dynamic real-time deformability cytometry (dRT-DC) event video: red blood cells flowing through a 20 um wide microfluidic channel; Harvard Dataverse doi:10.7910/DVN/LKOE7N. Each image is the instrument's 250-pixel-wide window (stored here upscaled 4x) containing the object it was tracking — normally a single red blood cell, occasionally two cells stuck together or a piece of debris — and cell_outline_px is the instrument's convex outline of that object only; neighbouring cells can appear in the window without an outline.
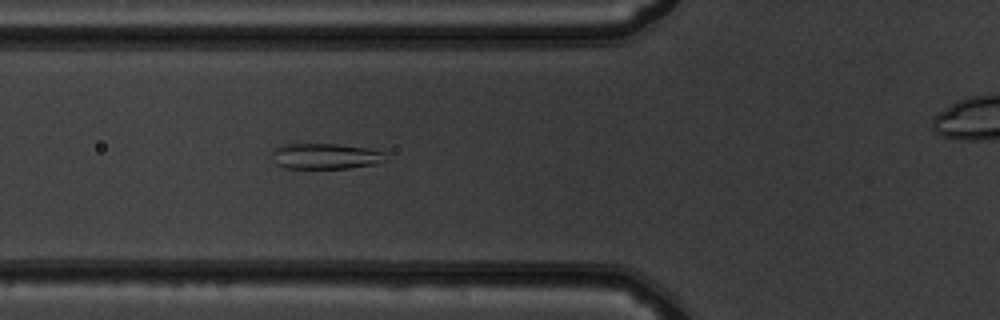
{"species": "common noctule bat (a hibernating species)", "species_latin": "Nyctalus noctula", "temperature_condition": "warm", "stored_images_in_passage": 47, "camera_frame_rate_fps": 3000, "um_per_image_px": 0.085, "animal": {"sex": "male", "body_mass_g": 19.5, "forearm_length_mm": 54.6}, "frame": {"image": 1, "passage_image": 20, "time_ms": 6.333, "image_size_px": [1000, 320], "cell_outline_px": [[384, 160], [376, 164], [348, 168], [284, 168], [276, 164], [272, 152], [276, 148], [284, 144], [336, 144], [368, 148], [380, 152]], "centroid_in_image_um": [27.6, 13.28], "position_along_channel_um": 98.2, "area_um2": 16.65}}
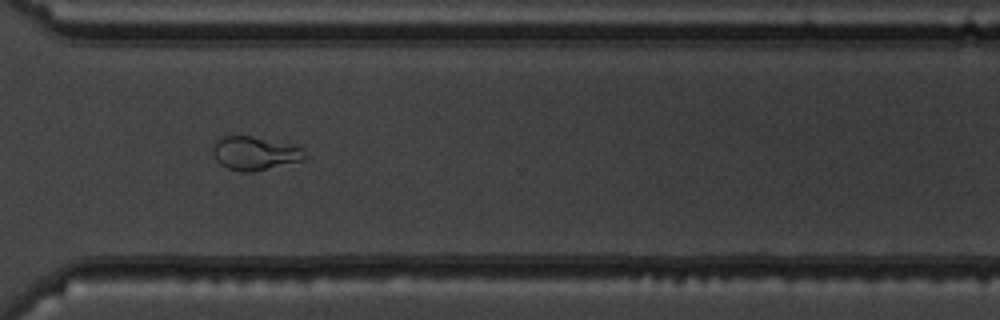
{"frame": {"image": 2, "passage_image": 39, "time_ms": 12.667, "image_size_px": [1000, 320], "cell_outline_px": [[304, 160], [252, 172], [240, 172], [228, 168], [220, 164], [216, 160], [212, 152], [212, 144], [216, 140], [224, 136], [252, 136], [304, 148]], "centroid_in_image_um": [21.6, 13.03], "position_along_channel_um": 349.0, "area_um2": 17.86}}
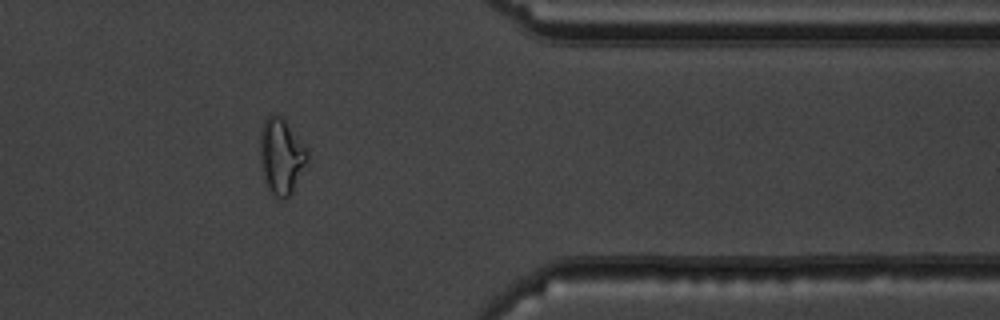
{"frame": {"image": 3, "passage_image": 43, "time_ms": 14.0, "image_size_px": [1000, 320], "cell_outline_px": [[308, 164], [292, 192], [284, 200], [276, 200], [268, 188], [264, 180], [260, 168], [260, 128], [264, 120], [272, 112], [276, 112], [284, 120], [308, 152]], "centroid_in_image_um": [23.88, 13.32], "position_along_channel_um": 387.5, "area_um2": 21.21}, "authors_computed_cell_mechanics": {"area_um2": 20.519, "velocity_mm_per_s": 3.9596, "shape_relaxation_time_tau1_ms": 5.0039, "shape_relaxation_time_tau2_ms": 1.3837, "deformation_change_tau1": 0.1882, "deformation_change_tau2": 0.0566}}